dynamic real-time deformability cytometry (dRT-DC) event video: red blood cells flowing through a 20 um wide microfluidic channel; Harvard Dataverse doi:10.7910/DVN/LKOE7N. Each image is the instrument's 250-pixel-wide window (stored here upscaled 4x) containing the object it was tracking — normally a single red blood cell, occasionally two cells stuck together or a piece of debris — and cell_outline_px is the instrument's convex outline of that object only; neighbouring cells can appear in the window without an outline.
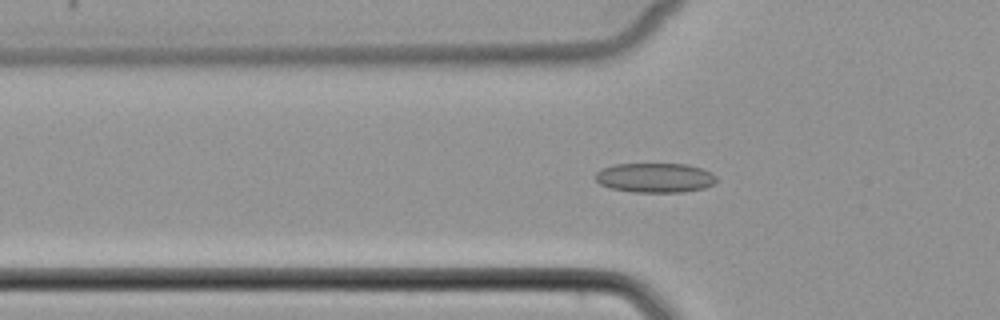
{"species": "common noctule bat (a hibernating species)", "species_latin": "Nyctalus noctula", "temperature_condition": "cold", "stored_images_in_passage": 36, "camera_frame_rate_fps": 3000, "um_per_image_px": 0.085, "animal": {"sex": "female", "body_mass_g": 22.7, "forearm_length_mm": 54.2}, "frame": {"image": 1, "passage_image": 2, "time_ms": 0.333, "image_size_px": [1000, 320], "cell_outline_px": [[716, 180], [712, 184], [704, 188], [680, 192], [632, 192], [612, 188], [600, 184], [596, 180], [596, 172], [600, 168], [616, 164], [688, 164], [712, 172], [716, 176]], "centroid_in_image_um": [55.67, 15.1], "position_along_channel_um": 70.1, "area_um2": 20.81}}
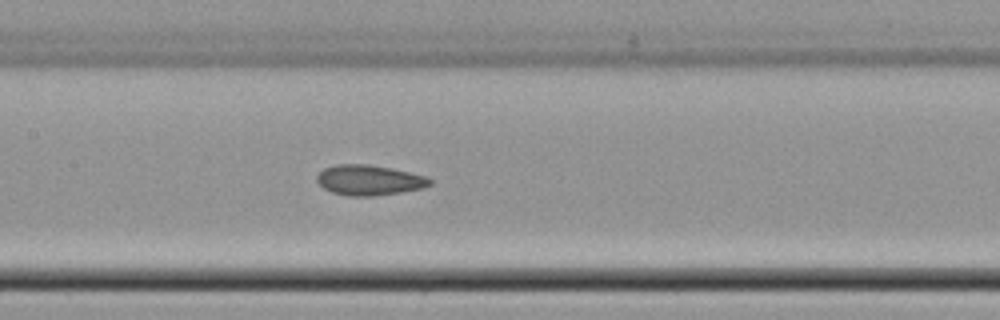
{"frame": {"image": 2, "passage_image": 10, "time_ms": 3.0, "image_size_px": [1000, 320], "cell_outline_px": [[432, 184], [424, 188], [400, 192], [372, 196], [348, 196], [332, 192], [324, 188], [316, 180], [316, 176], [324, 168], [336, 164], [368, 164], [392, 168], [428, 176], [432, 180]], "centroid_in_image_um": [31.41, 15.3], "position_along_channel_um": 176.0, "area_um2": 20.06}}
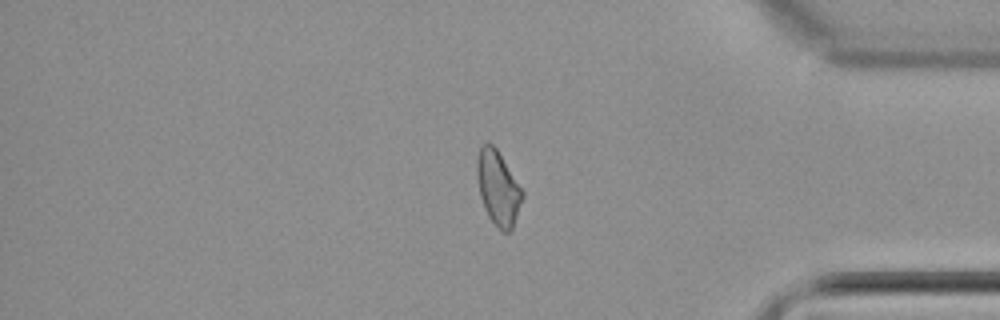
{"frame": {"image": 3, "passage_image": 28, "time_ms": 9.0, "image_size_px": [1000, 320], "cell_outline_px": [[524, 196], [512, 228], [508, 232], [500, 232], [488, 216], [484, 208], [480, 196], [476, 172], [476, 160], [480, 148], [488, 140], [496, 148], [524, 192]], "centroid_in_image_um": [42.32, 15.99], "position_along_channel_um": 392.9, "area_um2": 19.65}}